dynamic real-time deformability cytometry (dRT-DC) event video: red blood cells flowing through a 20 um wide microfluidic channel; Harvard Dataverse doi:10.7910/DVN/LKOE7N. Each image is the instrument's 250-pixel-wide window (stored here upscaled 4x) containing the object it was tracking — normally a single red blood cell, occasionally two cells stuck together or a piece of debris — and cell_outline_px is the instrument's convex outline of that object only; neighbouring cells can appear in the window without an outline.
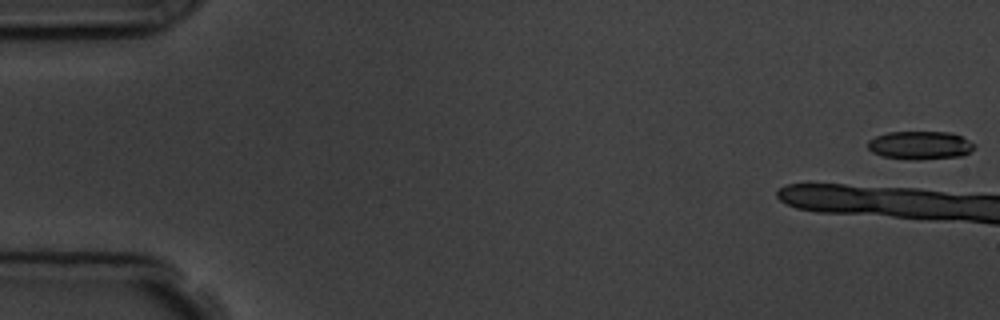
{"species": "common noctule bat (a hibernating species)", "species_latin": "Nyctalus noctula", "temperature_condition": "room temperature", "stored_images_in_passage": 5, "camera_frame_rate_fps": 3000, "um_per_image_px": 0.085, "animal": {"sex": "male", "body_mass_g": 19.5, "forearm_length_mm": 54.6}, "frame": {"image": 1, "passage_image": 1, "time_ms": 0.0, "image_size_px": [1000, 320], "cell_outline_px": [[976, 144], [964, 156], [916, 160], [884, 156], [872, 152], [868, 148], [868, 140], [876, 136], [888, 132], [952, 132]], "centroid_in_image_um": [78.21, 12.34], "position_along_channel_um": 6.8, "area_um2": 17.46}}